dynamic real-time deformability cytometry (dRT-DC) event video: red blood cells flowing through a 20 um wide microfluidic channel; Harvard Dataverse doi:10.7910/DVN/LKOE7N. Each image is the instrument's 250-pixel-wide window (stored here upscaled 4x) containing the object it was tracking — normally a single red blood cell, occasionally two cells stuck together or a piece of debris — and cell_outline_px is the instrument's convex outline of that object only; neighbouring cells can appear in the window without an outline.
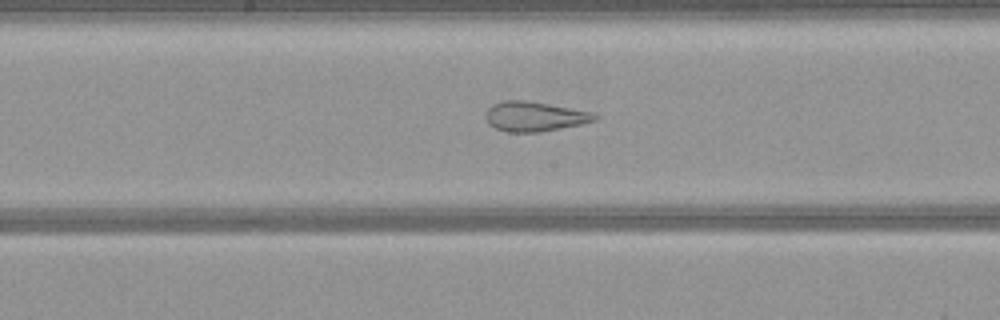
{"species": "common noctule bat (a hibernating species)", "species_latin": "Nyctalus noctula", "temperature_condition": "warm", "stored_images_in_passage": 52, "camera_frame_rate_fps": 3000, "um_per_image_px": 0.085, "animal": {"sex": "female", "body_mass_g": 21.9}, "frame": {"image": 1, "passage_image": 26, "time_ms": 8.333, "image_size_px": [1000, 320], "cell_outline_px": [[600, 116], [596, 120], [580, 124], [540, 132], [508, 132], [496, 128], [488, 124], [484, 116], [488, 108], [492, 104], [504, 100], [524, 100], [548, 104], [592, 112]], "centroid_in_image_um": [45.4, 9.9], "position_along_channel_um": 202.8, "area_um2": 18.84}}
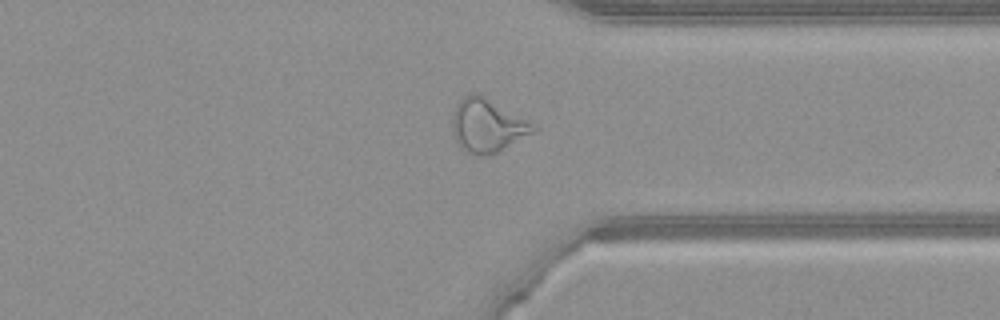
{"frame": {"image": 2, "passage_image": 39, "time_ms": 12.667, "image_size_px": [1000, 320], "cell_outline_px": [[536, 128], [532, 132], [496, 152], [484, 156], [480, 156], [468, 152], [456, 140], [452, 132], [452, 120], [456, 104], [464, 96], [472, 92], [476, 92], [484, 96], [536, 124]], "centroid_in_image_um": [41.4, 10.64], "position_along_channel_um": 370.0, "area_um2": 24.62}}
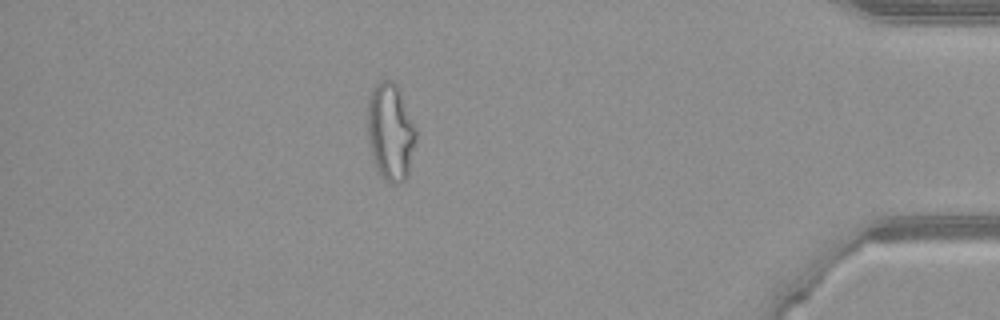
{"frame": {"image": 3, "passage_image": 45, "time_ms": 14.667, "image_size_px": [1000, 320], "cell_outline_px": [[416, 140], [408, 176], [400, 184], [388, 184], [384, 180], [376, 168], [368, 144], [368, 100], [372, 88], [380, 80], [392, 80], [400, 88], [416, 128]], "centroid_in_image_um": [33.2, 11.22], "position_along_channel_um": 402.0, "area_um2": 27.98}}